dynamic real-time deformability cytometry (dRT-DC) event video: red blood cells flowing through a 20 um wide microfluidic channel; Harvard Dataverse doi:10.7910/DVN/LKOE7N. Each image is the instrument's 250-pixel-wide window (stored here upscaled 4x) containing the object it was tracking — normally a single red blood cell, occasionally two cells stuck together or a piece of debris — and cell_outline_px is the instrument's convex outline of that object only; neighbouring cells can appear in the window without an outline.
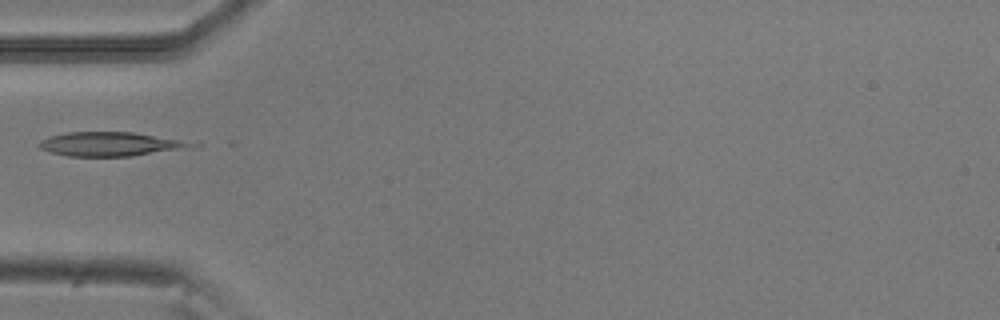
{"species": "common noctule bat (a hibernating species)", "species_latin": "Nyctalus noctula", "temperature_condition": "room temperature", "stored_images_in_passage": 5, "camera_frame_rate_fps": 3000, "um_per_image_px": 0.085, "animal": {"sex": "male", "body_mass_g": 20.5, "forearm_length_mm": 52.5}, "frame": {"image": 1, "passage_image": 3, "time_ms": 0.667, "image_size_px": [1000, 320], "cell_outline_px": [[200, 144], [188, 148], [132, 156], [68, 156], [52, 152], [40, 148], [36, 144], [40, 140], [48, 136], [68, 132], [132, 132], [180, 140]], "centroid_in_image_um": [9.32, 12.24], "position_along_channel_um": 75.7, "area_um2": 21.15}}